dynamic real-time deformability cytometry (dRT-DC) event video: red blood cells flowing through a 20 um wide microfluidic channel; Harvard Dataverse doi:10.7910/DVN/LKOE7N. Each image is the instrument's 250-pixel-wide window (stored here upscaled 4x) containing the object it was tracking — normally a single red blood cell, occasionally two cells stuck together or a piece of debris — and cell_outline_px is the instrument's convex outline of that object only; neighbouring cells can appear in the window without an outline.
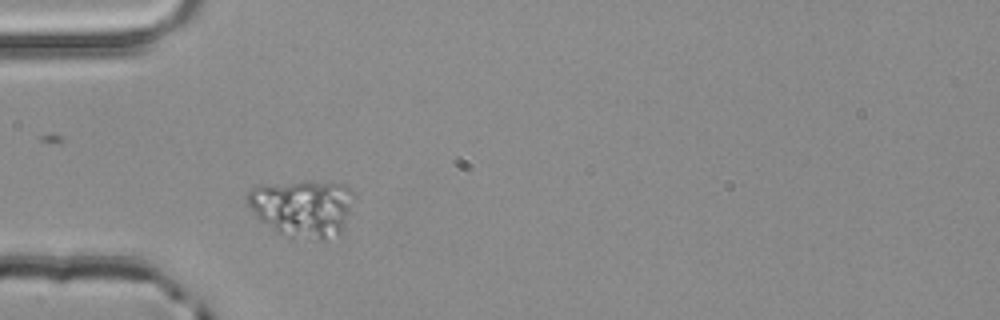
{"species": "common noctule bat (a hibernating species)", "species_latin": "Nyctalus noctula", "temperature_condition": "room temperature", "stored_images_in_passage": 2, "camera_frame_rate_fps": 3000, "um_per_image_px": 0.085, "animal": {"sex": "male", "body_mass_g": 20.4}, "frame": {"image": 1, "passage_image": 2, "time_ms": 0.333, "image_size_px": [1000, 320], "cell_outline_px": [[352, 192], [344, 228], [340, 232], [324, 240], [320, 240], [292, 236], [276, 232], [260, 220], [256, 216], [244, 200], [248, 192], [256, 184], [308, 180], [332, 180], [344, 184]], "centroid_in_image_um": [25.65, 17.62], "position_along_channel_um": 59.3, "area_um2": 35.89}}